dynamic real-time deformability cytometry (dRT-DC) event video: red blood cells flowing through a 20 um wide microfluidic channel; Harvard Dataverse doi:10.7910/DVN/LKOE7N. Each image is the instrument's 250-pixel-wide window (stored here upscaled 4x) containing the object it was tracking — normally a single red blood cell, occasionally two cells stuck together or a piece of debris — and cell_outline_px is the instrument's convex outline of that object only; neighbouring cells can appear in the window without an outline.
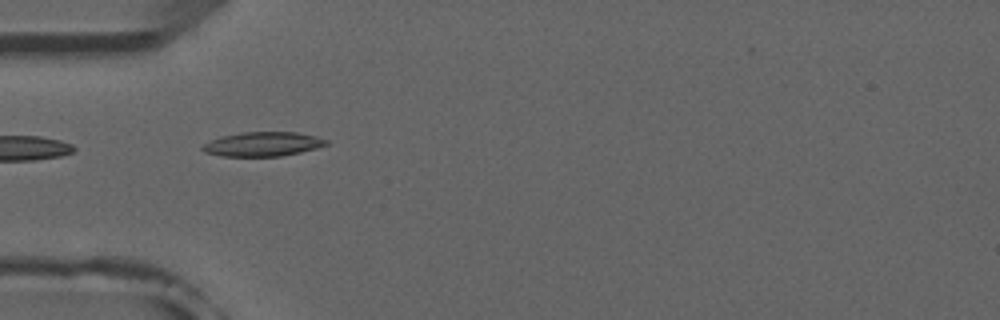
{"species": "common noctule bat (a hibernating species)", "species_latin": "Nyctalus noctula", "temperature_condition": "room temperature", "stored_images_in_passage": 4, "camera_frame_rate_fps": 3000, "um_per_image_px": 0.085, "animal": {"sex": "male", "forearm_length_mm": 52.5}, "frame": {"image": 1, "passage_image": 3, "time_ms": 2.333, "image_size_px": [1000, 320], "cell_outline_px": [[328, 144], [316, 148], [300, 152], [280, 156], [224, 156], [204, 152], [200, 148], [204, 144], [220, 136], [240, 132], [296, 132], [316, 136], [328, 140]], "centroid_in_image_um": [22.33, 12.24], "position_along_channel_um": 62.7, "area_um2": 17.46}}
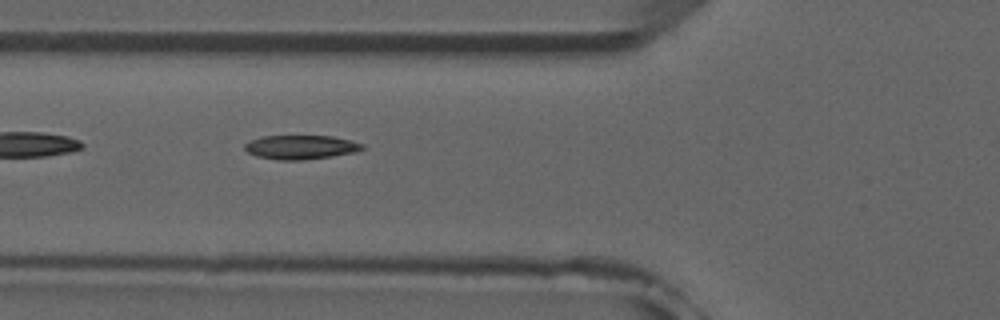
{"frame": {"image": 2, "passage_image": 4, "time_ms": 3.333, "image_size_px": [1000, 320], "cell_outline_px": [[364, 148], [356, 152], [332, 156], [304, 160], [276, 160], [256, 156], [248, 152], [244, 148], [244, 144], [248, 140], [260, 136], [332, 136], [364, 144]], "centroid_in_image_um": [25.52, 12.51], "position_along_channel_um": 100.3, "area_um2": 16.59}}